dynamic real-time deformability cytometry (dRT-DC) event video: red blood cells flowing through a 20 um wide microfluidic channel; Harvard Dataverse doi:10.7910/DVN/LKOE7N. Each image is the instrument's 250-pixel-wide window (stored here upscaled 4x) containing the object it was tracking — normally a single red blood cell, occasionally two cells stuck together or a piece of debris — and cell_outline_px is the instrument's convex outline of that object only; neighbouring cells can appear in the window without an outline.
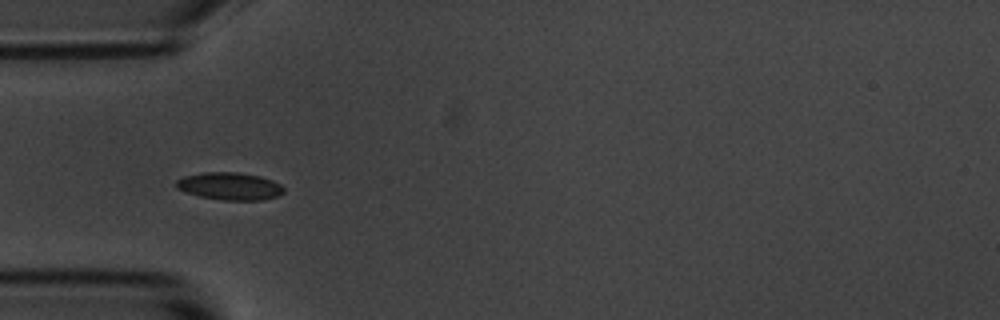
{"species": "common noctule bat (a hibernating species)", "species_latin": "Nyctalus noctula", "temperature_condition": "room temperature", "stored_images_in_passage": 7, "camera_frame_rate_fps": 3000, "um_per_image_px": 0.085, "animal": {"sex": "male", "body_mass_g": 20.1, "forearm_length_mm": 53.5}, "frame": {"image": 1, "passage_image": 3, "time_ms": 3.333, "image_size_px": [1000, 320], "cell_outline_px": [[284, 192], [276, 196], [260, 200], [224, 200], [200, 196], [176, 188], [176, 180], [184, 176], [204, 172], [236, 172], [260, 176], [272, 180], [280, 184], [284, 188]], "centroid_in_image_um": [19.53, 15.81], "position_along_channel_um": 65.5, "area_um2": 17.05}}
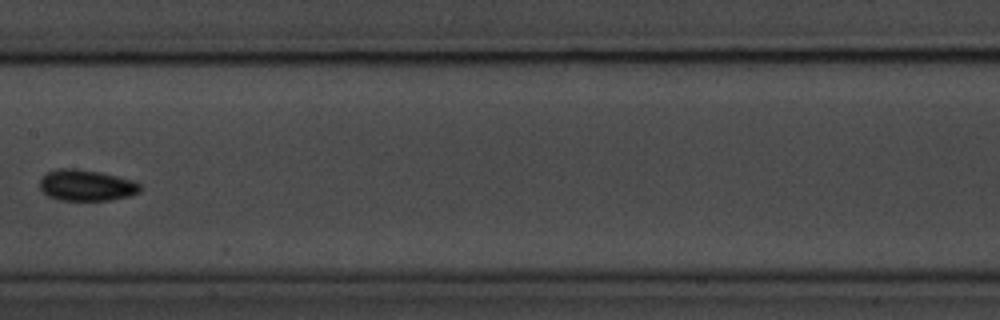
{"frame": {"image": 2, "passage_image": 6, "time_ms": 7.0, "image_size_px": [1000, 320], "cell_outline_px": [[140, 192], [128, 196], [108, 200], [60, 200], [48, 196], [40, 188], [40, 180], [48, 172], [60, 168], [76, 168], [100, 172], [132, 180], [140, 184]], "centroid_in_image_um": [7.33, 15.75], "position_along_channel_um": 200.1, "area_um2": 18.03}}
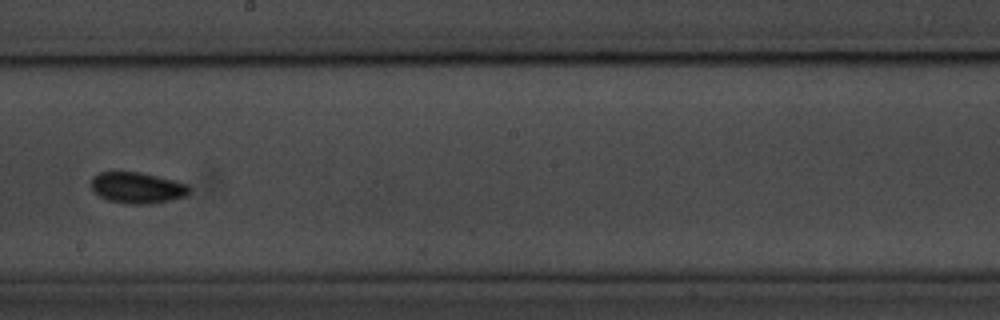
{"frame": {"image": 3, "passage_image": 7, "time_ms": 8.0, "image_size_px": [1000, 320], "cell_outline_px": [[188, 196], [172, 200], [152, 204], [128, 204], [108, 200], [92, 192], [92, 176], [100, 172], [140, 172], [188, 184]], "centroid_in_image_um": [11.65, 15.97], "position_along_channel_um": 236.5, "area_um2": 17.8}}